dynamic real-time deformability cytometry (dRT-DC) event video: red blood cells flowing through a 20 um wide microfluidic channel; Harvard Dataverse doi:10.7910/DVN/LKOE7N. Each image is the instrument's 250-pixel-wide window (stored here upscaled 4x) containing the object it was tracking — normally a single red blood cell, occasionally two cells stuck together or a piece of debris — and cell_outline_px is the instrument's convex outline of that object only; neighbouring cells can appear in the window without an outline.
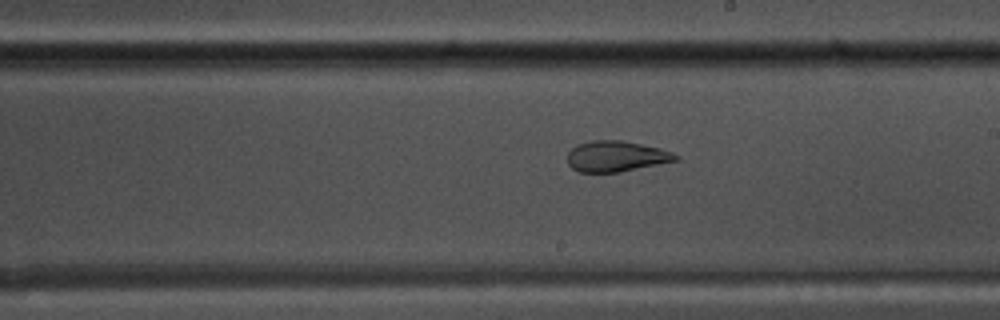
{"species": "common noctule bat (a hibernating species)", "species_latin": "Nyctalus noctula", "temperature_condition": "warm", "stored_images_in_passage": 44, "camera_frame_rate_fps": 3000, "um_per_image_px": 0.085, "animal": {"sex": "male", "body_mass_g": 17.5, "forearm_length_mm": 52.3}, "frame": {"image": 1, "passage_image": 21, "time_ms": 6.667, "image_size_px": [1000, 320], "cell_outline_px": [[680, 160], [620, 172], [580, 172], [572, 168], [568, 164], [568, 152], [576, 144], [592, 140], [620, 140], [660, 148], [672, 152], [680, 156]], "centroid_in_image_um": [52.39, 13.29], "position_along_channel_um": 236.6, "area_um2": 19.48}}
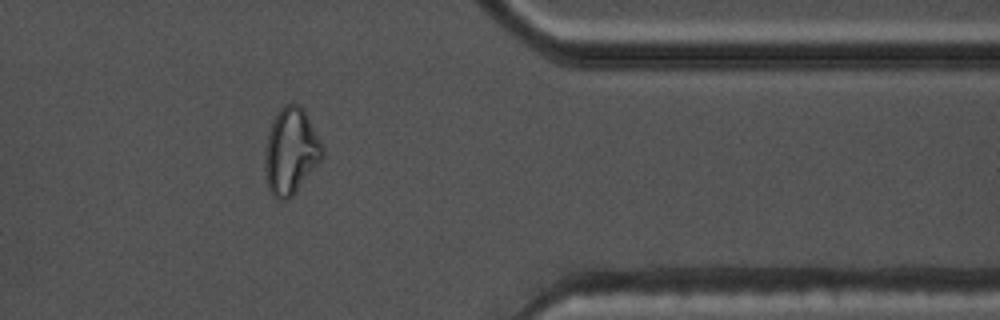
{"frame": {"image": 2, "passage_image": 34, "time_ms": 11.0, "image_size_px": [1000, 320], "cell_outline_px": [[324, 156], [292, 196], [288, 200], [276, 200], [268, 188], [264, 172], [264, 156], [268, 136], [272, 120], [280, 108], [284, 104], [300, 104], [304, 108], [324, 148]], "centroid_in_image_um": [24.71, 12.86], "position_along_channel_um": 386.7, "area_um2": 29.02}}
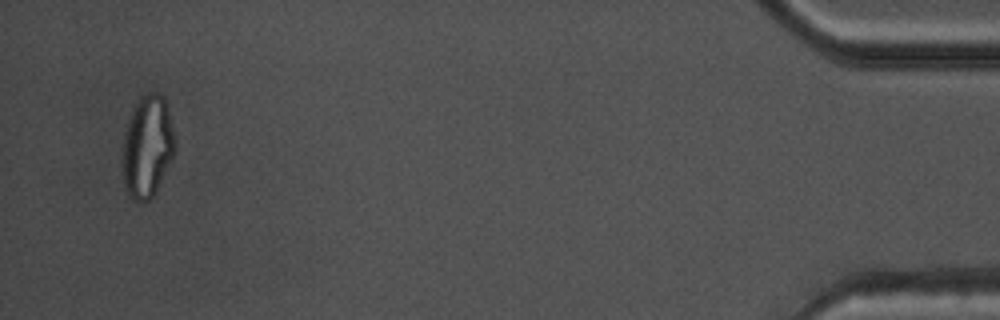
{"frame": {"image": 3, "passage_image": 42, "time_ms": 13.667, "image_size_px": [1000, 320], "cell_outline_px": [[176, 148], [172, 160], [156, 192], [144, 204], [132, 200], [128, 196], [124, 184], [120, 164], [120, 148], [124, 132], [128, 120], [140, 96], [148, 92], [160, 92], [164, 96], [176, 140]], "centroid_in_image_um": [12.49, 12.5], "position_along_channel_um": 422.7, "area_um2": 32.31}, "authors_computed_cell_mechanics": {"area_um2": 22.9466, "velocity_mm_per_s": 3.8205, "shape_relaxation_time_tau1_ms": 8.7278, "shape_relaxation_time_tau2_ms": 1.5804, "deformation_change_tau1": 0.2671, "deformation_change_tau2": 0.0895}}